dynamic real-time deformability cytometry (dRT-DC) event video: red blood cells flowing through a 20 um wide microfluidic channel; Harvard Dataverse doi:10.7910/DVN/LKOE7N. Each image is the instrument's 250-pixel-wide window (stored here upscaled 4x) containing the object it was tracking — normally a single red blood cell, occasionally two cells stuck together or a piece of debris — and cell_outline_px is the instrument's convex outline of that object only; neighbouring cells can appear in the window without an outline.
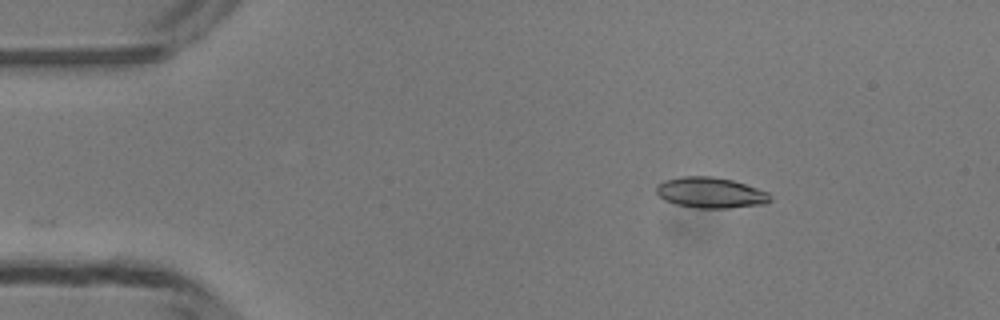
{"species": "common noctule bat (a hibernating species)", "species_latin": "Nyctalus noctula", "temperature_condition": "room temperature", "stored_images_in_passage": 42, "camera_frame_rate_fps": 3000, "um_per_image_px": 0.085, "animal": {"sex": "male", "body_mass_g": 13.3}, "frame": {"image": 1, "passage_image": 1, "time_ms": 0.0, "image_size_px": [1000, 320], "cell_outline_px": [[772, 200], [764, 204], [728, 208], [696, 208], [676, 204], [664, 200], [656, 192], [656, 184], [664, 180], [680, 176], [712, 176], [732, 180], [768, 192], [772, 196]], "centroid_in_image_um": [60.38, 16.37], "position_along_channel_um": 24.6, "area_um2": 20.46}}
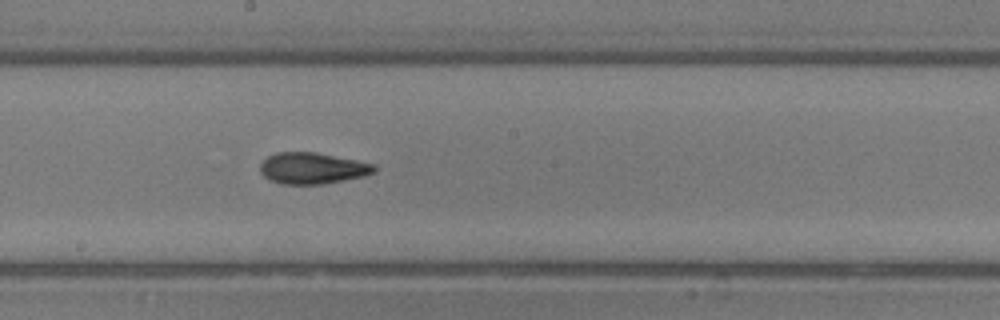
{"frame": {"image": 2, "passage_image": 20, "time_ms": 6.333, "image_size_px": [1000, 320], "cell_outline_px": [[376, 172], [364, 176], [324, 184], [280, 184], [264, 176], [260, 172], [260, 164], [268, 156], [276, 152], [316, 152], [376, 164]], "centroid_in_image_um": [26.57, 14.3], "position_along_channel_um": 221.6, "area_um2": 20.87}}
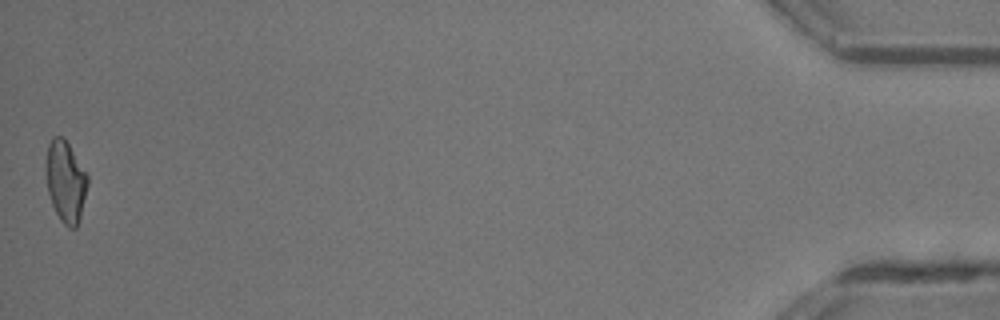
{"frame": {"image": 3, "passage_image": 42, "time_ms": 13.667, "image_size_px": [1000, 320], "cell_outline_px": [[88, 184], [80, 220], [76, 228], [68, 228], [60, 220], [52, 204], [48, 192], [44, 168], [48, 144], [52, 136], [64, 136], [88, 176]], "centroid_in_image_um": [5.56, 15.41], "position_along_channel_um": 429.6, "area_um2": 20.06}, "authors_computed_cell_mechanics": {"area_um2": 20.1433, "velocity_mm_per_s": 4.2166, "shape_relaxation_time_tau1_ms": 5.9594, "shape_relaxation_time_tau2_ms": 2.467, "deformation_change_tau1": 0.1617, "deformation_change_tau2": 0.0953}}